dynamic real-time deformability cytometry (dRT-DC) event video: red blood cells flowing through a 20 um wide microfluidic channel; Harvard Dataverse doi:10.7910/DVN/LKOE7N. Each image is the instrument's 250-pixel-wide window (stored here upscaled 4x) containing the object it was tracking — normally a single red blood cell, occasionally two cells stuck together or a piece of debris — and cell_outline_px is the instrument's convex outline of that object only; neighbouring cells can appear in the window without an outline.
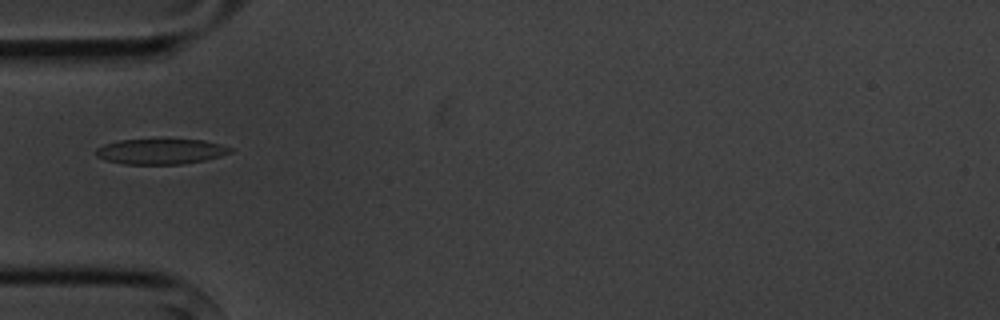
{"species": "common noctule bat (a hibernating species)", "species_latin": "Nyctalus noctula", "temperature_condition": "cold", "stored_images_in_passage": 5, "camera_frame_rate_fps": 3000, "um_per_image_px": 0.085, "animal": {"sex": "male", "body_mass_g": 20.1, "forearm_length_mm": 53.5}, "frame": {"image": 1, "passage_image": 5, "time_ms": 4.667, "image_size_px": [1000, 320], "cell_outline_px": [[232, 152], [220, 156], [204, 160], [184, 164], [124, 164], [104, 160], [96, 156], [96, 148], [104, 144], [120, 140], [204, 140], [220, 144], [232, 148]], "centroid_in_image_um": [13.64, 12.88], "position_along_channel_um": 71.4, "area_um2": 19.77}}